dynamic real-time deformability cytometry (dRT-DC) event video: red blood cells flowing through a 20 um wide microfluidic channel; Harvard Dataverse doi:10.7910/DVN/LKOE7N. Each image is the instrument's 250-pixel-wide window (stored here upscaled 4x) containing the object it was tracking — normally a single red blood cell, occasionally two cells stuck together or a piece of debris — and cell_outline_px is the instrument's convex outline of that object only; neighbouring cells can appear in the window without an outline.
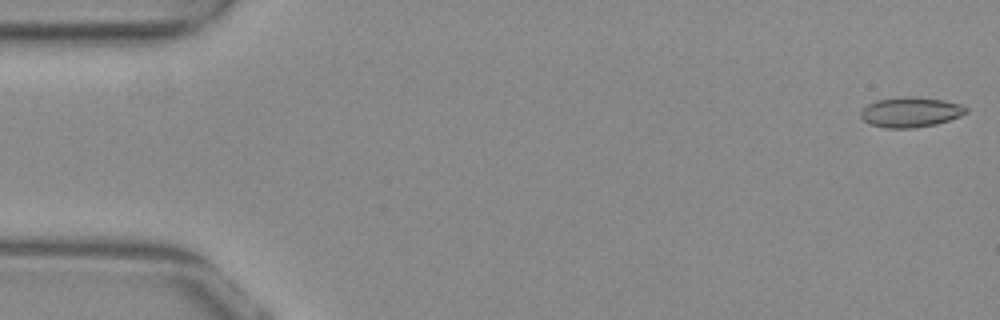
{"species": "common noctule bat (a hibernating species)", "species_latin": "Nyctalus noctula", "temperature_condition": "warm", "stored_images_in_passage": 42, "camera_frame_rate_fps": 3000, "um_per_image_px": 0.085, "animal": {"sex": "female", "body_mass_g": 29.2, "forearm_length_mm": 56.3}, "frame": {"image": 1, "passage_image": 1, "time_ms": 0.0, "image_size_px": [1000, 320], "cell_outline_px": [[968, 112], [960, 116], [936, 124], [916, 128], [884, 128], [872, 124], [864, 120], [860, 116], [860, 112], [868, 104], [876, 100], [904, 96], [916, 96], [944, 100], [960, 104], [968, 108]], "centroid_in_image_um": [77.41, 9.52], "position_along_channel_um": 7.6, "area_um2": 18.55}}
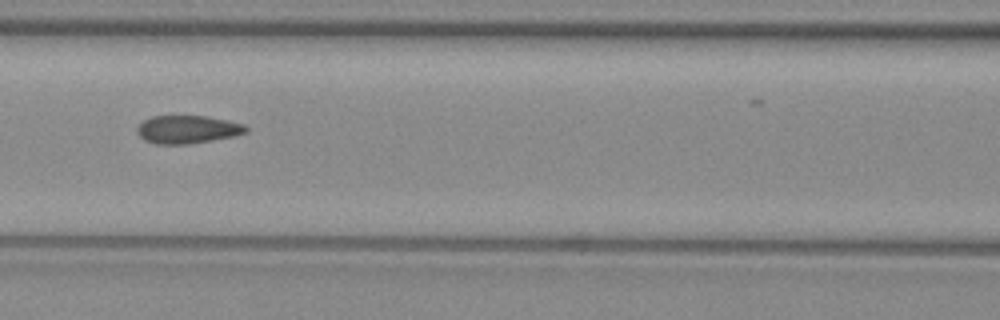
{"frame": {"image": 2, "passage_image": 23, "time_ms": 7.333, "image_size_px": [1000, 320], "cell_outline_px": [[248, 132], [232, 136], [212, 140], [188, 144], [156, 144], [144, 140], [136, 132], [136, 128], [144, 120], [152, 116], [204, 116], [244, 124], [248, 128]], "centroid_in_image_um": [15.91, 11.01], "position_along_channel_um": 150.7, "area_um2": 17.63}}
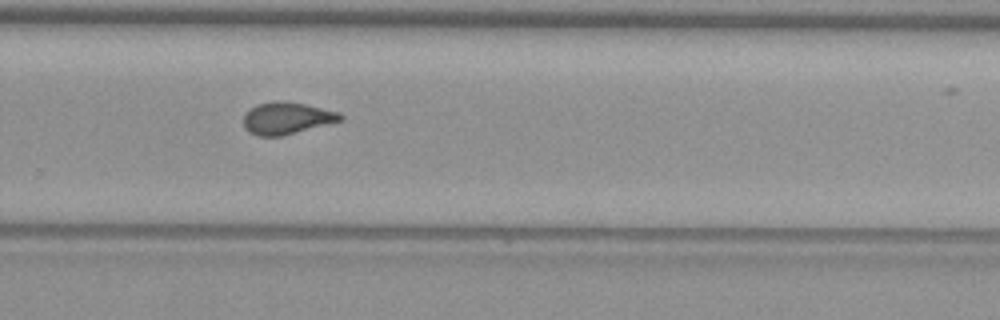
{"frame": {"image": 3, "passage_image": 35, "time_ms": 11.333, "image_size_px": [1000, 320], "cell_outline_px": [[344, 120], [280, 136], [256, 136], [248, 132], [244, 128], [244, 112], [256, 104], [276, 100], [280, 100], [304, 104], [340, 112], [344, 116]], "centroid_in_image_um": [24.35, 10.04], "position_along_channel_um": 305.4, "area_um2": 18.21}}